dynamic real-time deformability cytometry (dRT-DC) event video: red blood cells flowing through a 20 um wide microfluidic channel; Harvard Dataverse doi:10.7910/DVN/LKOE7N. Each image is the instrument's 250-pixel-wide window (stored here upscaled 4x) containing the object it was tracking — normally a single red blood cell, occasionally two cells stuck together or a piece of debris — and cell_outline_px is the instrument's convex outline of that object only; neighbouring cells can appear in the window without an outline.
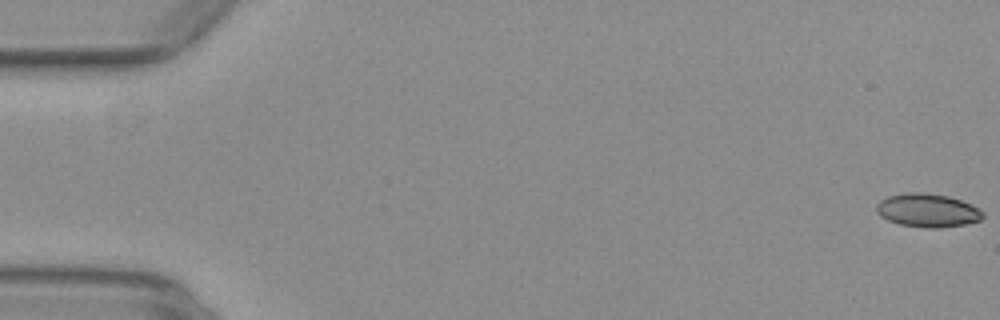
{"species": "common noctule bat (a hibernating species)", "species_latin": "Nyctalus noctula", "temperature_condition": "warm", "stored_images_in_passage": 54, "camera_frame_rate_fps": 3000, "um_per_image_px": 0.085, "animal": {"sex": "female", "body_mass_g": 29.2, "forearm_length_mm": 56.3}, "frame": {"image": 1, "passage_image": 1, "time_ms": 0.0, "image_size_px": [1000, 320], "cell_outline_px": [[984, 216], [980, 220], [964, 224], [940, 228], [928, 228], [900, 224], [888, 220], [880, 216], [876, 212], [876, 204], [880, 200], [888, 196], [908, 192], [924, 192], [948, 196], [960, 200], [984, 212]], "centroid_in_image_um": [78.8, 17.88], "position_along_channel_um": 6.2, "area_um2": 20.63}}
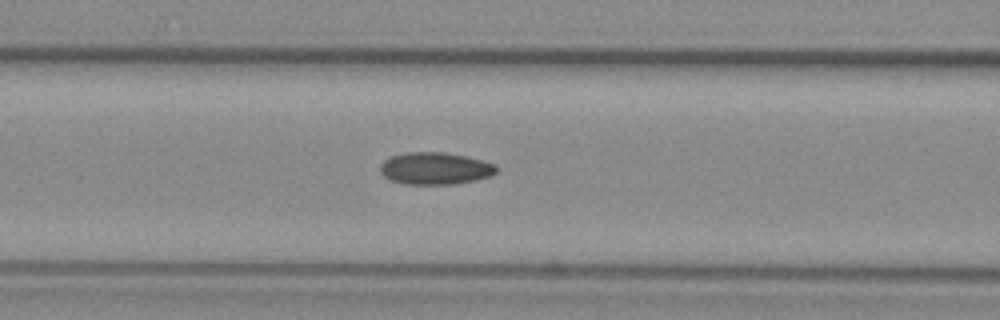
{"frame": {"image": 2, "passage_image": 23, "time_ms": 7.333, "image_size_px": [1000, 320], "cell_outline_px": [[500, 168], [492, 176], [476, 180], [452, 184], [404, 184], [392, 180], [384, 176], [380, 172], [380, 164], [384, 160], [392, 156], [408, 152], [444, 152], [484, 160], [496, 164]], "centroid_in_image_um": [37.03, 14.31], "position_along_channel_um": 129.6, "area_um2": 21.91}}
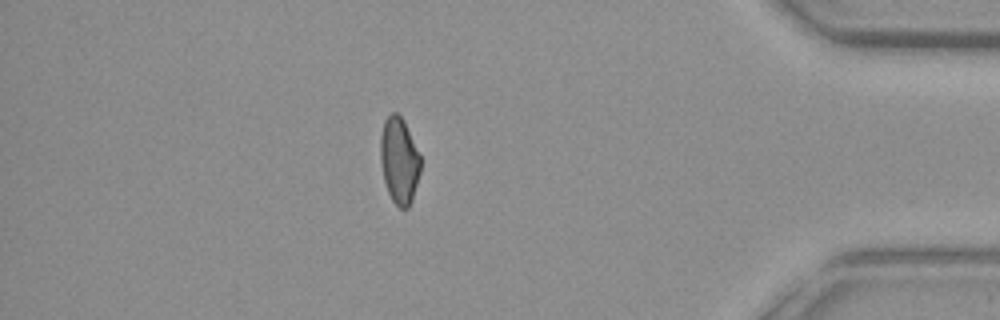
{"frame": {"image": 3, "passage_image": 47, "time_ms": 15.333, "image_size_px": [1000, 320], "cell_outline_px": [[420, 172], [412, 200], [408, 208], [400, 208], [392, 200], [388, 192], [384, 180], [380, 160], [380, 136], [384, 120], [392, 112], [396, 112], [404, 120], [420, 156]], "centroid_in_image_um": [33.92, 13.63], "position_along_channel_um": 401.3, "area_um2": 20.11}, "authors_computed_cell_mechanics": {"area_um2": 20.9525, "velocity_mm_per_s": 3.9228, "shape_relaxation_time_tau1_ms": null, "shape_relaxation_time_tau2_ms": 2.2903, "deformation_change_tau1": null, "deformation_change_tau2": 0.078}}